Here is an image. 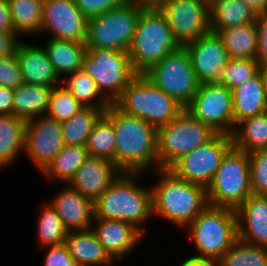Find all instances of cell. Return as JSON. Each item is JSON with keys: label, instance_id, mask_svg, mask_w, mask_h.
<instances>
[{"label": "cell", "instance_id": "d6986e66", "mask_svg": "<svg viewBox=\"0 0 267 266\" xmlns=\"http://www.w3.org/2000/svg\"><path fill=\"white\" fill-rule=\"evenodd\" d=\"M93 221L92 231L114 261L128 256L144 237L135 226L125 221L102 218Z\"/></svg>", "mask_w": 267, "mask_h": 266}, {"label": "cell", "instance_id": "f1b7e54d", "mask_svg": "<svg viewBox=\"0 0 267 266\" xmlns=\"http://www.w3.org/2000/svg\"><path fill=\"white\" fill-rule=\"evenodd\" d=\"M217 34L230 58L256 59L258 38L255 22L222 29Z\"/></svg>", "mask_w": 267, "mask_h": 266}, {"label": "cell", "instance_id": "52a82bcc", "mask_svg": "<svg viewBox=\"0 0 267 266\" xmlns=\"http://www.w3.org/2000/svg\"><path fill=\"white\" fill-rule=\"evenodd\" d=\"M143 4L128 1L88 19L86 48L129 52Z\"/></svg>", "mask_w": 267, "mask_h": 266}, {"label": "cell", "instance_id": "5bb4252c", "mask_svg": "<svg viewBox=\"0 0 267 266\" xmlns=\"http://www.w3.org/2000/svg\"><path fill=\"white\" fill-rule=\"evenodd\" d=\"M157 7L180 46L210 31V4L206 0H164Z\"/></svg>", "mask_w": 267, "mask_h": 266}, {"label": "cell", "instance_id": "74e56055", "mask_svg": "<svg viewBox=\"0 0 267 266\" xmlns=\"http://www.w3.org/2000/svg\"><path fill=\"white\" fill-rule=\"evenodd\" d=\"M260 63L256 59L230 58L221 70L218 83L233 90L260 72Z\"/></svg>", "mask_w": 267, "mask_h": 266}, {"label": "cell", "instance_id": "30bf717a", "mask_svg": "<svg viewBox=\"0 0 267 266\" xmlns=\"http://www.w3.org/2000/svg\"><path fill=\"white\" fill-rule=\"evenodd\" d=\"M82 70L94 79L101 94L113 104L137 75L129 52L87 48L82 59Z\"/></svg>", "mask_w": 267, "mask_h": 266}, {"label": "cell", "instance_id": "60d3db41", "mask_svg": "<svg viewBox=\"0 0 267 266\" xmlns=\"http://www.w3.org/2000/svg\"><path fill=\"white\" fill-rule=\"evenodd\" d=\"M24 83L16 54L0 58V86L16 89Z\"/></svg>", "mask_w": 267, "mask_h": 266}, {"label": "cell", "instance_id": "ac0fdd59", "mask_svg": "<svg viewBox=\"0 0 267 266\" xmlns=\"http://www.w3.org/2000/svg\"><path fill=\"white\" fill-rule=\"evenodd\" d=\"M120 173L112 160L89 156L67 185L95 201Z\"/></svg>", "mask_w": 267, "mask_h": 266}, {"label": "cell", "instance_id": "603a6c76", "mask_svg": "<svg viewBox=\"0 0 267 266\" xmlns=\"http://www.w3.org/2000/svg\"><path fill=\"white\" fill-rule=\"evenodd\" d=\"M64 244L78 266H111L115 262L91 228L68 231Z\"/></svg>", "mask_w": 267, "mask_h": 266}, {"label": "cell", "instance_id": "4316f807", "mask_svg": "<svg viewBox=\"0 0 267 266\" xmlns=\"http://www.w3.org/2000/svg\"><path fill=\"white\" fill-rule=\"evenodd\" d=\"M26 122L13 114L0 115V170L25 151Z\"/></svg>", "mask_w": 267, "mask_h": 266}, {"label": "cell", "instance_id": "277c9868", "mask_svg": "<svg viewBox=\"0 0 267 266\" xmlns=\"http://www.w3.org/2000/svg\"><path fill=\"white\" fill-rule=\"evenodd\" d=\"M179 47L164 14L157 6H146L140 13L129 50L134 71L144 74Z\"/></svg>", "mask_w": 267, "mask_h": 266}, {"label": "cell", "instance_id": "5b68a950", "mask_svg": "<svg viewBox=\"0 0 267 266\" xmlns=\"http://www.w3.org/2000/svg\"><path fill=\"white\" fill-rule=\"evenodd\" d=\"M198 259L218 260L237 240L236 211L208 205L187 227Z\"/></svg>", "mask_w": 267, "mask_h": 266}, {"label": "cell", "instance_id": "8d00e7d4", "mask_svg": "<svg viewBox=\"0 0 267 266\" xmlns=\"http://www.w3.org/2000/svg\"><path fill=\"white\" fill-rule=\"evenodd\" d=\"M219 266H267V247L238 239L219 259Z\"/></svg>", "mask_w": 267, "mask_h": 266}, {"label": "cell", "instance_id": "b9f144b4", "mask_svg": "<svg viewBox=\"0 0 267 266\" xmlns=\"http://www.w3.org/2000/svg\"><path fill=\"white\" fill-rule=\"evenodd\" d=\"M129 0H74L81 13L91 18L117 7H121Z\"/></svg>", "mask_w": 267, "mask_h": 266}, {"label": "cell", "instance_id": "d6a6232c", "mask_svg": "<svg viewBox=\"0 0 267 266\" xmlns=\"http://www.w3.org/2000/svg\"><path fill=\"white\" fill-rule=\"evenodd\" d=\"M66 88L72 96L85 107L107 109L111 103L101 94L94 79L89 77L82 69L67 75Z\"/></svg>", "mask_w": 267, "mask_h": 266}, {"label": "cell", "instance_id": "c3c4849f", "mask_svg": "<svg viewBox=\"0 0 267 266\" xmlns=\"http://www.w3.org/2000/svg\"><path fill=\"white\" fill-rule=\"evenodd\" d=\"M180 266H219V262L216 259H198L188 257L184 260Z\"/></svg>", "mask_w": 267, "mask_h": 266}, {"label": "cell", "instance_id": "44dd1931", "mask_svg": "<svg viewBox=\"0 0 267 266\" xmlns=\"http://www.w3.org/2000/svg\"><path fill=\"white\" fill-rule=\"evenodd\" d=\"M48 202L54 207L68 231L87 230L94 220V201L69 185Z\"/></svg>", "mask_w": 267, "mask_h": 266}, {"label": "cell", "instance_id": "681fc988", "mask_svg": "<svg viewBox=\"0 0 267 266\" xmlns=\"http://www.w3.org/2000/svg\"><path fill=\"white\" fill-rule=\"evenodd\" d=\"M257 14L267 13V0H243Z\"/></svg>", "mask_w": 267, "mask_h": 266}, {"label": "cell", "instance_id": "9a60e30c", "mask_svg": "<svg viewBox=\"0 0 267 266\" xmlns=\"http://www.w3.org/2000/svg\"><path fill=\"white\" fill-rule=\"evenodd\" d=\"M88 19L74 0H43L42 32H52L51 39L85 43Z\"/></svg>", "mask_w": 267, "mask_h": 266}, {"label": "cell", "instance_id": "3957f363", "mask_svg": "<svg viewBox=\"0 0 267 266\" xmlns=\"http://www.w3.org/2000/svg\"><path fill=\"white\" fill-rule=\"evenodd\" d=\"M139 175L121 172L94 201V218L128 222L144 235L143 223L153 216L152 189L138 185Z\"/></svg>", "mask_w": 267, "mask_h": 266}, {"label": "cell", "instance_id": "ee69618b", "mask_svg": "<svg viewBox=\"0 0 267 266\" xmlns=\"http://www.w3.org/2000/svg\"><path fill=\"white\" fill-rule=\"evenodd\" d=\"M255 26L257 29V57L260 66L267 65V13H259L256 17Z\"/></svg>", "mask_w": 267, "mask_h": 266}, {"label": "cell", "instance_id": "6da1fadb", "mask_svg": "<svg viewBox=\"0 0 267 266\" xmlns=\"http://www.w3.org/2000/svg\"><path fill=\"white\" fill-rule=\"evenodd\" d=\"M104 115L114 126L115 165L121 172L146 173L151 168L159 169L156 127L122 112L114 104L104 111Z\"/></svg>", "mask_w": 267, "mask_h": 266}, {"label": "cell", "instance_id": "cb8c5ba5", "mask_svg": "<svg viewBox=\"0 0 267 266\" xmlns=\"http://www.w3.org/2000/svg\"><path fill=\"white\" fill-rule=\"evenodd\" d=\"M232 94L234 128L242 120L265 113L267 94L261 72L234 88Z\"/></svg>", "mask_w": 267, "mask_h": 266}, {"label": "cell", "instance_id": "484cf974", "mask_svg": "<svg viewBox=\"0 0 267 266\" xmlns=\"http://www.w3.org/2000/svg\"><path fill=\"white\" fill-rule=\"evenodd\" d=\"M52 88L47 85L24 83L14 89L13 115L25 122L46 115Z\"/></svg>", "mask_w": 267, "mask_h": 266}, {"label": "cell", "instance_id": "1f68e13d", "mask_svg": "<svg viewBox=\"0 0 267 266\" xmlns=\"http://www.w3.org/2000/svg\"><path fill=\"white\" fill-rule=\"evenodd\" d=\"M15 33L38 35L41 31L43 0H7Z\"/></svg>", "mask_w": 267, "mask_h": 266}, {"label": "cell", "instance_id": "816d5d0a", "mask_svg": "<svg viewBox=\"0 0 267 266\" xmlns=\"http://www.w3.org/2000/svg\"><path fill=\"white\" fill-rule=\"evenodd\" d=\"M130 1L143 4L144 6H150V0H130Z\"/></svg>", "mask_w": 267, "mask_h": 266}, {"label": "cell", "instance_id": "ffe728a7", "mask_svg": "<svg viewBox=\"0 0 267 266\" xmlns=\"http://www.w3.org/2000/svg\"><path fill=\"white\" fill-rule=\"evenodd\" d=\"M235 211L238 239L267 247V195L252 193Z\"/></svg>", "mask_w": 267, "mask_h": 266}, {"label": "cell", "instance_id": "836d02e7", "mask_svg": "<svg viewBox=\"0 0 267 266\" xmlns=\"http://www.w3.org/2000/svg\"><path fill=\"white\" fill-rule=\"evenodd\" d=\"M106 109L84 107L70 120L61 123L64 145L85 146L94 124Z\"/></svg>", "mask_w": 267, "mask_h": 266}, {"label": "cell", "instance_id": "e0dca14e", "mask_svg": "<svg viewBox=\"0 0 267 266\" xmlns=\"http://www.w3.org/2000/svg\"><path fill=\"white\" fill-rule=\"evenodd\" d=\"M200 83L217 82L230 57L221 37L209 31L184 46Z\"/></svg>", "mask_w": 267, "mask_h": 266}, {"label": "cell", "instance_id": "d590c367", "mask_svg": "<svg viewBox=\"0 0 267 266\" xmlns=\"http://www.w3.org/2000/svg\"><path fill=\"white\" fill-rule=\"evenodd\" d=\"M37 225V238L42 247L63 244L68 230L49 203L42 204Z\"/></svg>", "mask_w": 267, "mask_h": 266}, {"label": "cell", "instance_id": "f546056e", "mask_svg": "<svg viewBox=\"0 0 267 266\" xmlns=\"http://www.w3.org/2000/svg\"><path fill=\"white\" fill-rule=\"evenodd\" d=\"M88 157L85 146L64 145L41 173L47 179H57L67 184Z\"/></svg>", "mask_w": 267, "mask_h": 266}, {"label": "cell", "instance_id": "ab89813d", "mask_svg": "<svg viewBox=\"0 0 267 266\" xmlns=\"http://www.w3.org/2000/svg\"><path fill=\"white\" fill-rule=\"evenodd\" d=\"M249 154L250 183L253 194H267V148Z\"/></svg>", "mask_w": 267, "mask_h": 266}, {"label": "cell", "instance_id": "f6af8a7d", "mask_svg": "<svg viewBox=\"0 0 267 266\" xmlns=\"http://www.w3.org/2000/svg\"><path fill=\"white\" fill-rule=\"evenodd\" d=\"M17 34L0 30V58L11 57L16 54V48L20 42Z\"/></svg>", "mask_w": 267, "mask_h": 266}, {"label": "cell", "instance_id": "ba28073f", "mask_svg": "<svg viewBox=\"0 0 267 266\" xmlns=\"http://www.w3.org/2000/svg\"><path fill=\"white\" fill-rule=\"evenodd\" d=\"M217 132L184 109L177 117L157 128L159 169H168L181 156L211 140Z\"/></svg>", "mask_w": 267, "mask_h": 266}, {"label": "cell", "instance_id": "e575fe53", "mask_svg": "<svg viewBox=\"0 0 267 266\" xmlns=\"http://www.w3.org/2000/svg\"><path fill=\"white\" fill-rule=\"evenodd\" d=\"M86 150L91 157H102L115 164L116 135L112 122L103 114L87 138Z\"/></svg>", "mask_w": 267, "mask_h": 266}, {"label": "cell", "instance_id": "f5cc1de1", "mask_svg": "<svg viewBox=\"0 0 267 266\" xmlns=\"http://www.w3.org/2000/svg\"><path fill=\"white\" fill-rule=\"evenodd\" d=\"M164 0H150V6H158Z\"/></svg>", "mask_w": 267, "mask_h": 266}, {"label": "cell", "instance_id": "7c38bea8", "mask_svg": "<svg viewBox=\"0 0 267 266\" xmlns=\"http://www.w3.org/2000/svg\"><path fill=\"white\" fill-rule=\"evenodd\" d=\"M233 147L232 137L217 133L211 140L181 156L168 170L176 177L207 188L225 154Z\"/></svg>", "mask_w": 267, "mask_h": 266}, {"label": "cell", "instance_id": "7bdbcfd3", "mask_svg": "<svg viewBox=\"0 0 267 266\" xmlns=\"http://www.w3.org/2000/svg\"><path fill=\"white\" fill-rule=\"evenodd\" d=\"M44 248L47 249L46 256L44 257V266H78L64 243Z\"/></svg>", "mask_w": 267, "mask_h": 266}, {"label": "cell", "instance_id": "2e32d148", "mask_svg": "<svg viewBox=\"0 0 267 266\" xmlns=\"http://www.w3.org/2000/svg\"><path fill=\"white\" fill-rule=\"evenodd\" d=\"M64 147L61 122L48 117L38 116L26 121L25 128V151L39 172Z\"/></svg>", "mask_w": 267, "mask_h": 266}, {"label": "cell", "instance_id": "83f0119b", "mask_svg": "<svg viewBox=\"0 0 267 266\" xmlns=\"http://www.w3.org/2000/svg\"><path fill=\"white\" fill-rule=\"evenodd\" d=\"M44 46L60 79L82 69V59L87 49L85 43L50 38Z\"/></svg>", "mask_w": 267, "mask_h": 266}, {"label": "cell", "instance_id": "9c48e42d", "mask_svg": "<svg viewBox=\"0 0 267 266\" xmlns=\"http://www.w3.org/2000/svg\"><path fill=\"white\" fill-rule=\"evenodd\" d=\"M251 194L249 154L232 147L207 187L209 205L236 210Z\"/></svg>", "mask_w": 267, "mask_h": 266}, {"label": "cell", "instance_id": "4fadbf2b", "mask_svg": "<svg viewBox=\"0 0 267 266\" xmlns=\"http://www.w3.org/2000/svg\"><path fill=\"white\" fill-rule=\"evenodd\" d=\"M185 109L215 132L230 136L233 133V94L221 83H200L194 98Z\"/></svg>", "mask_w": 267, "mask_h": 266}, {"label": "cell", "instance_id": "db71d44e", "mask_svg": "<svg viewBox=\"0 0 267 266\" xmlns=\"http://www.w3.org/2000/svg\"><path fill=\"white\" fill-rule=\"evenodd\" d=\"M265 114L267 115V105H266V108H265Z\"/></svg>", "mask_w": 267, "mask_h": 266}, {"label": "cell", "instance_id": "f35d334b", "mask_svg": "<svg viewBox=\"0 0 267 266\" xmlns=\"http://www.w3.org/2000/svg\"><path fill=\"white\" fill-rule=\"evenodd\" d=\"M84 107L63 85H59L52 88L46 115L62 123Z\"/></svg>", "mask_w": 267, "mask_h": 266}, {"label": "cell", "instance_id": "4dcf8cb0", "mask_svg": "<svg viewBox=\"0 0 267 266\" xmlns=\"http://www.w3.org/2000/svg\"><path fill=\"white\" fill-rule=\"evenodd\" d=\"M233 147L246 153L267 148V115L242 120L231 134Z\"/></svg>", "mask_w": 267, "mask_h": 266}, {"label": "cell", "instance_id": "f907efd6", "mask_svg": "<svg viewBox=\"0 0 267 266\" xmlns=\"http://www.w3.org/2000/svg\"><path fill=\"white\" fill-rule=\"evenodd\" d=\"M260 72L263 75L264 83H265V90L267 94V65L260 67Z\"/></svg>", "mask_w": 267, "mask_h": 266}, {"label": "cell", "instance_id": "7402d4cb", "mask_svg": "<svg viewBox=\"0 0 267 266\" xmlns=\"http://www.w3.org/2000/svg\"><path fill=\"white\" fill-rule=\"evenodd\" d=\"M16 56L25 83L51 87L61 84L44 47L22 43L20 40Z\"/></svg>", "mask_w": 267, "mask_h": 266}, {"label": "cell", "instance_id": "8fae6325", "mask_svg": "<svg viewBox=\"0 0 267 266\" xmlns=\"http://www.w3.org/2000/svg\"><path fill=\"white\" fill-rule=\"evenodd\" d=\"M144 75L184 108L194 98L200 86L184 46L168 53Z\"/></svg>", "mask_w": 267, "mask_h": 266}, {"label": "cell", "instance_id": "bcb514c9", "mask_svg": "<svg viewBox=\"0 0 267 266\" xmlns=\"http://www.w3.org/2000/svg\"><path fill=\"white\" fill-rule=\"evenodd\" d=\"M14 89L0 86V115L13 114Z\"/></svg>", "mask_w": 267, "mask_h": 266}, {"label": "cell", "instance_id": "8992f818", "mask_svg": "<svg viewBox=\"0 0 267 266\" xmlns=\"http://www.w3.org/2000/svg\"><path fill=\"white\" fill-rule=\"evenodd\" d=\"M113 104L122 112L143 119L156 128L172 121L185 109L144 74H137Z\"/></svg>", "mask_w": 267, "mask_h": 266}, {"label": "cell", "instance_id": "7dc6e473", "mask_svg": "<svg viewBox=\"0 0 267 266\" xmlns=\"http://www.w3.org/2000/svg\"><path fill=\"white\" fill-rule=\"evenodd\" d=\"M0 30L16 34L7 0H0Z\"/></svg>", "mask_w": 267, "mask_h": 266}, {"label": "cell", "instance_id": "7a4b0ae2", "mask_svg": "<svg viewBox=\"0 0 267 266\" xmlns=\"http://www.w3.org/2000/svg\"><path fill=\"white\" fill-rule=\"evenodd\" d=\"M152 189L153 216L186 228L208 205L207 188L176 177L168 169H157Z\"/></svg>", "mask_w": 267, "mask_h": 266}, {"label": "cell", "instance_id": "d4e9b609", "mask_svg": "<svg viewBox=\"0 0 267 266\" xmlns=\"http://www.w3.org/2000/svg\"><path fill=\"white\" fill-rule=\"evenodd\" d=\"M210 4V31L256 21L257 13L243 0H213Z\"/></svg>", "mask_w": 267, "mask_h": 266}]
</instances>
